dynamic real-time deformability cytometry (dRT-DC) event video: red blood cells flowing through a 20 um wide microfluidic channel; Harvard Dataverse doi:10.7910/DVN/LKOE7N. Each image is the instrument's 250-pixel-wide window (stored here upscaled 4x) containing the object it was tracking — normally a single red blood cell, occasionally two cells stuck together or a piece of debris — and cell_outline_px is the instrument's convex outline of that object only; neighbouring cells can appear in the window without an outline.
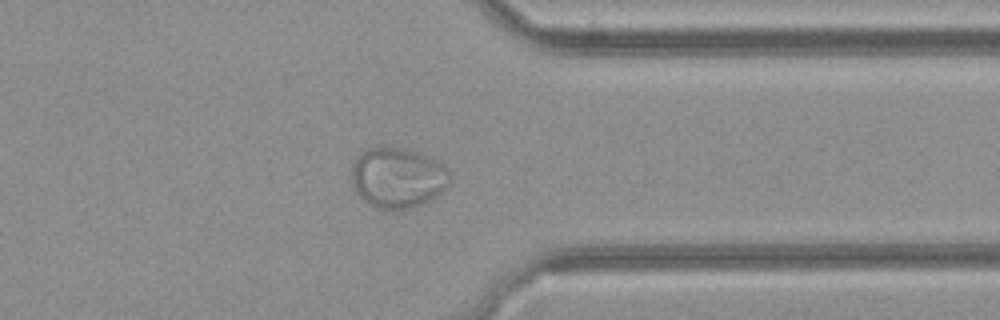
{"species": "common noctule bat (a hibernating species)", "species_latin": "Nyctalus noctula", "temperature_condition": "cold", "stored_images_in_passage": 30, "camera_frame_rate_fps": 3000, "um_per_image_px": 0.085, "animal": {"sex": "female", "body_mass_g": 21.9}, "frame": {"image": 1, "passage_image": 23, "time_ms": 7.333, "image_size_px": [1000, 320], "cell_outline_px": [[452, 180], [436, 196], [420, 204], [408, 208], [380, 208], [368, 204], [356, 192], [352, 184], [352, 168], [356, 156], [368, 148], [384, 144], [404, 148], [428, 156], [444, 164], [452, 172]], "centroid_in_image_um": [33.81, 15.05], "position_along_channel_um": 377.6, "area_um2": 34.85}}